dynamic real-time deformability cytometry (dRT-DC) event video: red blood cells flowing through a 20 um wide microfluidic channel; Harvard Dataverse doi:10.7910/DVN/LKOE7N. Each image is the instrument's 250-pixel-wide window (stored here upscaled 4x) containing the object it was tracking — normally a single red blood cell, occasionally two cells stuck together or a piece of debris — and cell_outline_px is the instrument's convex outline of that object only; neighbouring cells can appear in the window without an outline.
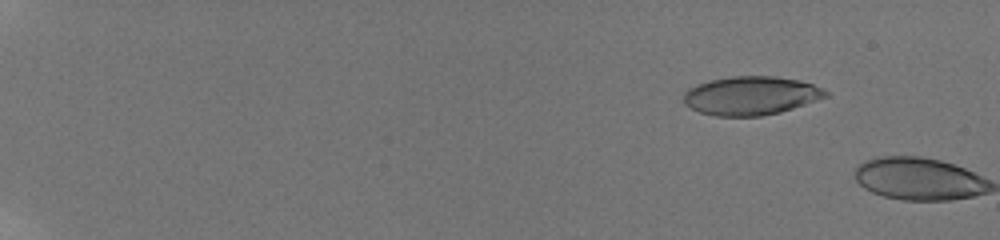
{"species": "human", "species_latin": "Homo sapiens", "temperature_condition": "room temperature", "stored_images_in_passage": 8, "camera_frame_rate_fps": 3000, "um_per_image_px": 0.085, "donor": {"sex": "male"}, "frame": {"image": 1, "passage_image": 7, "time_ms": 2.333, "image_size_px": [1000, 240], "cell_outline_px": [[828, 96], [780, 112], [760, 116], [716, 116], [700, 112], [684, 104], [684, 92], [688, 88], [696, 84], [712, 80], [732, 76], [776, 76], [800, 80], [824, 88], [828, 92]], "centroid_in_image_um": [63.83, 8.12], "position_along_channel_um": 21.2, "area_um2": 31.91}}